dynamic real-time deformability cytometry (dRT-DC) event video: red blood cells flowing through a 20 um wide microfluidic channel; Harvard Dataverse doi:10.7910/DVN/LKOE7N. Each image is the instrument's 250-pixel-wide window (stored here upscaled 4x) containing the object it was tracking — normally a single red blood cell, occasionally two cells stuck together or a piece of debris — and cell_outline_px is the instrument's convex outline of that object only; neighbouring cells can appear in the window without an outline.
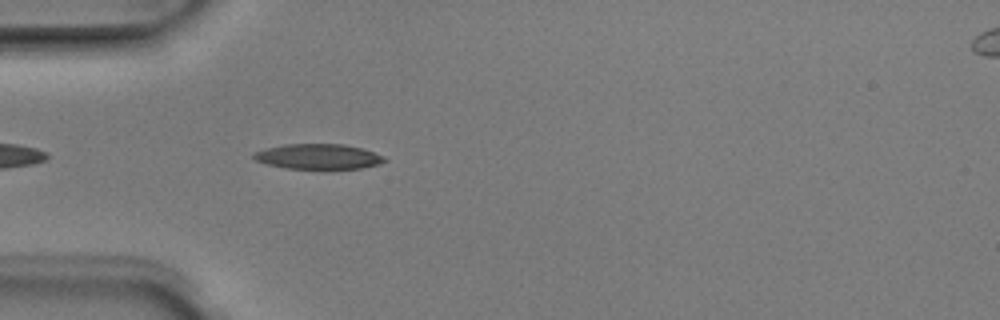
{"species": "Egyptian fruit bat (a non-hibernating species)", "species_latin": "Rousettus aegyptiacus", "temperature_condition": "room temperature", "stored_images_in_passage": 6, "camera_frame_rate_fps": 3000, "um_per_image_px": 0.085, "animal": {"sex": "male"}, "frame": {"image": 1, "passage_image": 5, "time_ms": 1.333, "image_size_px": [1000, 320], "cell_outline_px": [[388, 160], [380, 164], [360, 168], [324, 172], [284, 168], [268, 164], [256, 160], [252, 156], [256, 152], [268, 148], [284, 144], [344, 144], [360, 148], [384, 156]], "centroid_in_image_um": [27.1, 13.36], "position_along_channel_um": 57.9, "area_um2": 19.94}}